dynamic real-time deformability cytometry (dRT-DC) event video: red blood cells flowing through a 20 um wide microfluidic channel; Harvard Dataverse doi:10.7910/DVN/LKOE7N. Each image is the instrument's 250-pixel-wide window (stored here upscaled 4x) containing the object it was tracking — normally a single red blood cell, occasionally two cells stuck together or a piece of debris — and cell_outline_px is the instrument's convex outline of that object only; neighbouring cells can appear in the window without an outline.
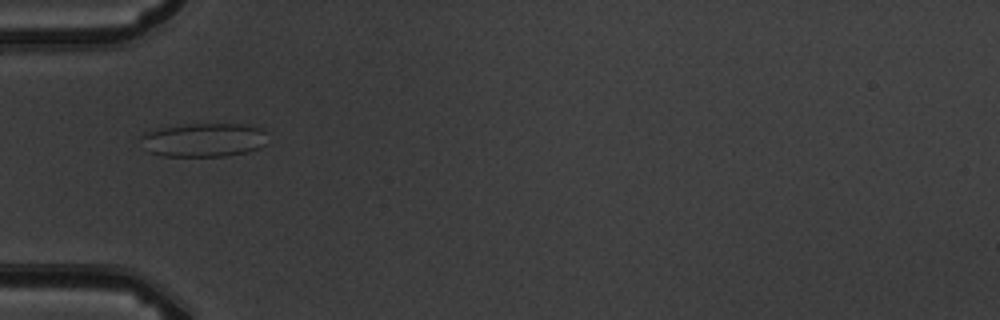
{"species": "common noctule bat (a hibernating species)", "species_latin": "Nyctalus noctula", "temperature_condition": "warm", "stored_images_in_passage": 5, "camera_frame_rate_fps": 3000, "um_per_image_px": 0.085, "animal": {"sex": "male", "body_mass_g": 19.5, "forearm_length_mm": 54.6}, "frame": {"image": 1, "passage_image": 5, "time_ms": 5.0, "image_size_px": [1000, 320], "cell_outline_px": [[268, 144], [260, 148], [248, 152], [224, 156], [164, 156], [148, 152], [140, 136], [148, 132], [160, 128], [192, 124], [240, 124], [260, 128], [264, 132]], "centroid_in_image_um": [17.37, 11.91], "position_along_channel_um": 67.6, "area_um2": 24.8}}